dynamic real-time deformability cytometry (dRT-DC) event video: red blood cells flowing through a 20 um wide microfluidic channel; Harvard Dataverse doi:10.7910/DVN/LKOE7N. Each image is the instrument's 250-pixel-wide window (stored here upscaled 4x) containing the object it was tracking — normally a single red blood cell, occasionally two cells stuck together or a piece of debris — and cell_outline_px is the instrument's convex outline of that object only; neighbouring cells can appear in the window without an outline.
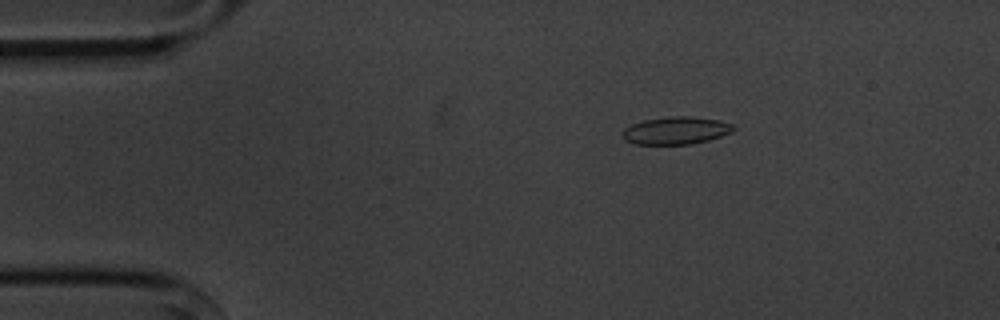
{"species": "common noctule bat (a hibernating species)", "species_latin": "Nyctalus noctula", "temperature_condition": "cold", "stored_images_in_passage": 6, "camera_frame_rate_fps": 3000, "um_per_image_px": 0.085, "animal": {"sex": "male", "body_mass_g": 20.1, "forearm_length_mm": 53.5}, "frame": {"image": 1, "passage_image": 3, "time_ms": 2.333, "image_size_px": [1000, 320], "cell_outline_px": [[736, 128], [732, 132], [708, 140], [692, 144], [636, 144], [624, 140], [624, 128], [632, 124], [644, 120], [668, 116], [692, 116], [720, 120], [732, 124]], "centroid_in_image_um": [57.48, 11.08], "position_along_channel_um": 27.5, "area_um2": 17.8}}
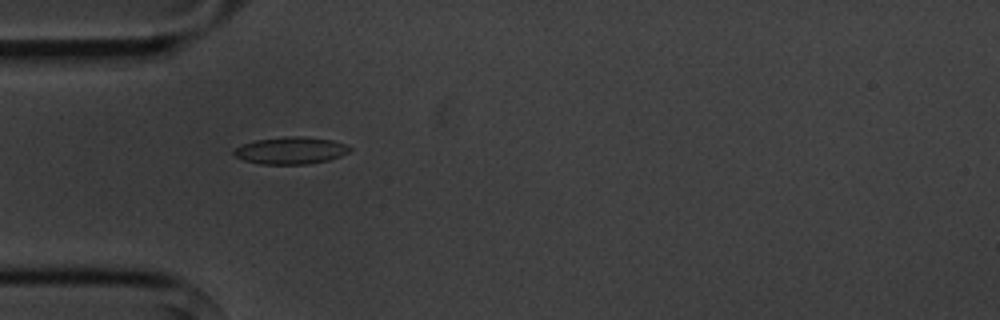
{"frame": {"image": 2, "passage_image": 5, "time_ms": 4.667, "image_size_px": [1000, 320], "cell_outline_px": [[352, 148], [348, 152], [340, 156], [328, 160], [308, 164], [260, 164], [244, 160], [236, 156], [232, 152], [236, 148], [244, 144], [256, 140], [288, 136], [300, 136], [332, 140], [344, 144]], "centroid_in_image_um": [24.72, 12.8], "position_along_channel_um": 60.3, "area_um2": 18.09}}
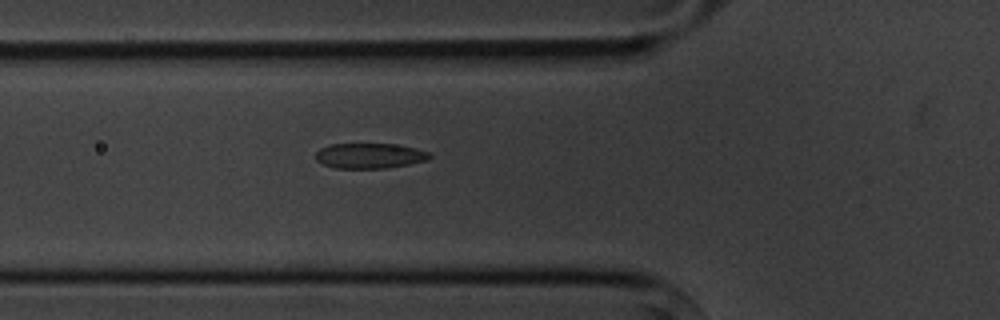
{"frame": {"image": 3, "passage_image": 6, "time_ms": 5.667, "image_size_px": [1000, 320], "cell_outline_px": [[432, 156], [428, 160], [408, 164], [384, 168], [336, 168], [324, 164], [316, 160], [316, 152], [320, 148], [328, 144], [392, 144], [416, 148], [428, 152]], "centroid_in_image_um": [31.41, 13.23], "position_along_channel_um": 94.4, "area_um2": 16.65}}